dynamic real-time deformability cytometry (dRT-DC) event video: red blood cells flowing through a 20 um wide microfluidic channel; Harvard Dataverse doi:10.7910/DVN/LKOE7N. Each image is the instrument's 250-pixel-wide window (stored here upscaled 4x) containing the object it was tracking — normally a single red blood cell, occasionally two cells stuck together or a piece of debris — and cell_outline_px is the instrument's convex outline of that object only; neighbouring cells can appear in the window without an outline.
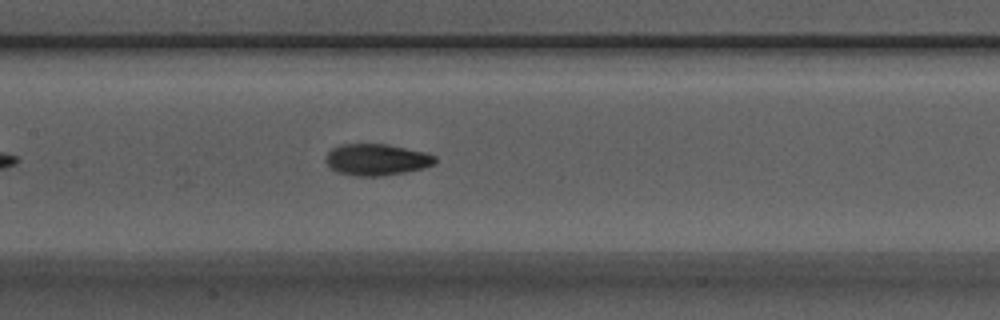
{"species": "Egyptian fruit bat (a non-hibernating species)", "species_latin": "Rousettus aegyptiacus", "temperature_condition": "warm", "stored_images_in_passage": 20, "camera_frame_rate_fps": 3000, "um_per_image_px": 0.085, "animal": {"sex": "male"}, "frame": {"image": 1, "passage_image": 12, "time_ms": 3.667, "image_size_px": [1000, 320], "cell_outline_px": [[436, 160], [432, 164], [424, 168], [384, 176], [356, 176], [336, 172], [324, 160], [328, 152], [332, 148], [340, 144], [388, 144], [424, 152], [436, 156]], "centroid_in_image_um": [31.99, 13.57], "position_along_channel_um": 175.4, "area_um2": 20.06}}
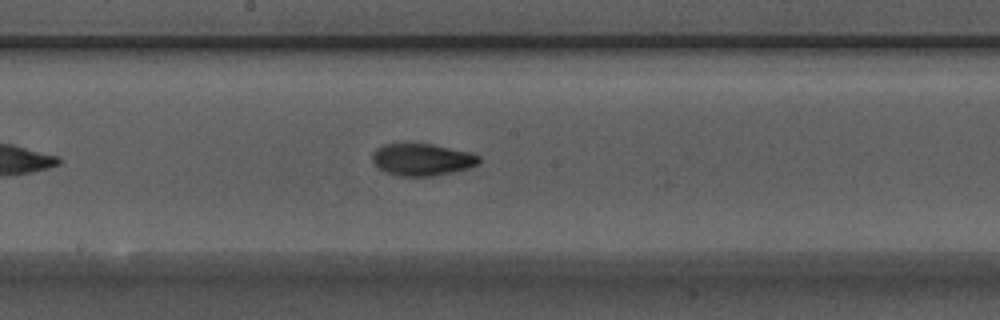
{"frame": {"image": 2, "passage_image": 15, "time_ms": 4.667, "image_size_px": [1000, 320], "cell_outline_px": [[480, 164], [468, 168], [452, 172], [432, 176], [400, 176], [384, 172], [372, 160], [372, 152], [376, 148], [384, 144], [432, 144], [468, 152], [480, 156]], "centroid_in_image_um": [35.87, 13.57], "position_along_channel_um": 212.3, "area_um2": 19.83}}